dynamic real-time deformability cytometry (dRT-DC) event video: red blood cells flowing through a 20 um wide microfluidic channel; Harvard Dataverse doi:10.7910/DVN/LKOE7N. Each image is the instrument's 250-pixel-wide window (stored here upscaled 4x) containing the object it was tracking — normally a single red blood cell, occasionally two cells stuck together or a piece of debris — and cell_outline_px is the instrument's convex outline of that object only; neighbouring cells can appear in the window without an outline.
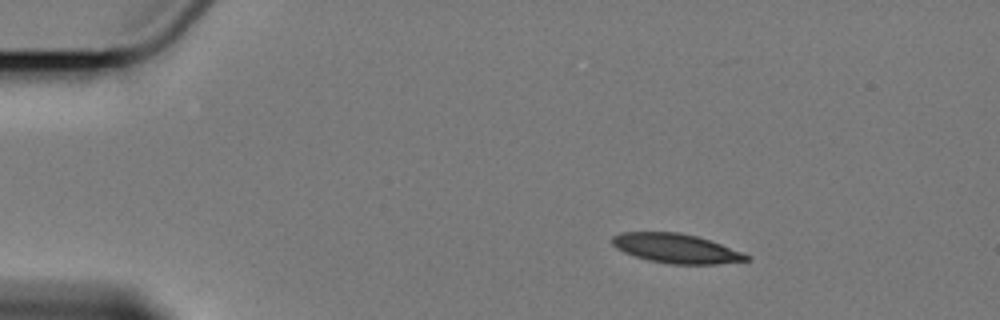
{"species": "Egyptian fruit bat (a non-hibernating species)", "species_latin": "Rousettus aegyptiacus", "temperature_condition": "cold", "stored_images_in_passage": 4, "camera_frame_rate_fps": 3000, "um_per_image_px": 0.085, "animal": {"sex": "female"}, "frame": {"image": 1, "passage_image": 2, "time_ms": 1.0, "image_size_px": [1000, 320], "cell_outline_px": [[752, 260], [716, 264], [668, 264], [648, 260], [624, 252], [616, 248], [612, 244], [612, 236], [620, 232], [680, 232], [696, 236], [720, 244], [752, 256]], "centroid_in_image_um": [57.47, 21.12], "position_along_channel_um": 27.5, "area_um2": 22.95}}